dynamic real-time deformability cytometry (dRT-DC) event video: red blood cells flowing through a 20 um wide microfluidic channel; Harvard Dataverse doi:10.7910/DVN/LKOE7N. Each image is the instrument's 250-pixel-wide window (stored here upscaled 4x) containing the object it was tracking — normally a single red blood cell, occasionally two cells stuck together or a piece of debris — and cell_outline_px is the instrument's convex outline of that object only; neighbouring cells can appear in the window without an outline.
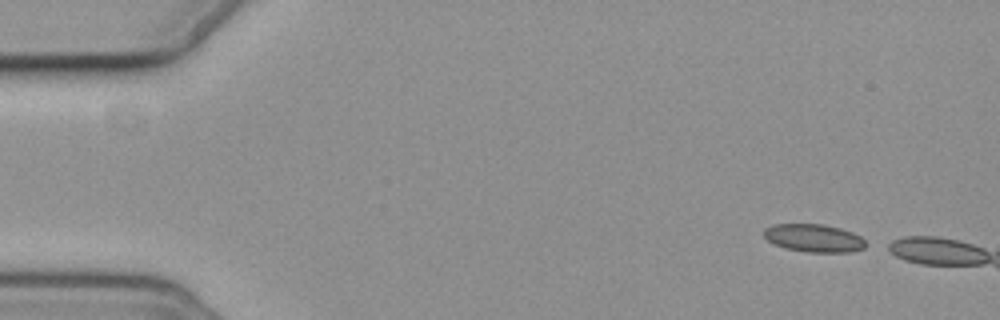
{"species": "common noctule bat (a hibernating species)", "species_latin": "Nyctalus noctula", "temperature_condition": "cold", "stored_images_in_passage": 2, "camera_frame_rate_fps": 3000, "um_per_image_px": 0.085, "animal": {"sex": "female", "body_mass_g": 19.3, "forearm_length_mm": 54.1}, "frame": {"image": 1, "passage_image": 1, "time_ms": 0.0, "image_size_px": [1000, 320], "cell_outline_px": [[864, 248], [852, 252], [808, 252], [784, 248], [772, 244], [764, 236], [764, 228], [772, 224], [824, 224], [840, 228], [852, 232], [860, 236], [864, 240]], "centroid_in_image_um": [69.14, 20.23], "position_along_channel_um": 15.9, "area_um2": 16.65}}